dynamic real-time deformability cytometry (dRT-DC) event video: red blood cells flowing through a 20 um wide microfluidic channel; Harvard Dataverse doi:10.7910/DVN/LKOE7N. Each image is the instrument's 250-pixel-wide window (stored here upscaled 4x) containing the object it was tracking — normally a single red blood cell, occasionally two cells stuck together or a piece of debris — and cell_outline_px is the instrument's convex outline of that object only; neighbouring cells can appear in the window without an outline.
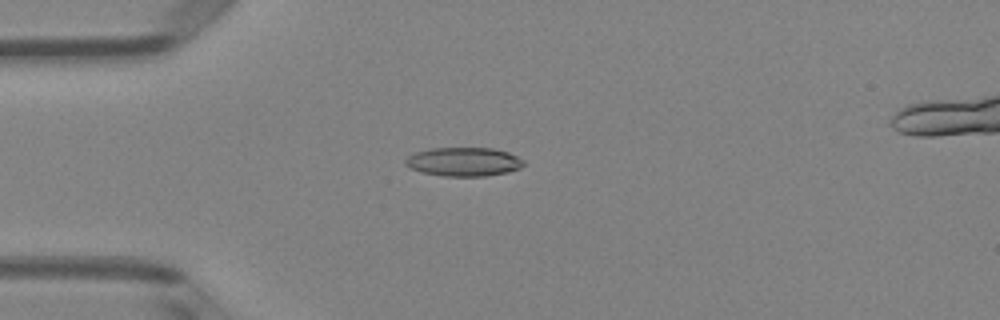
{"species": "Egyptian fruit bat (a non-hibernating species)", "species_latin": "Rousettus aegyptiacus", "temperature_condition": "room temperature", "stored_images_in_passage": 50, "camera_frame_rate_fps": 3000, "um_per_image_px": 0.085, "animal": {"sex": "female"}, "frame": {"image": 1, "passage_image": 13, "time_ms": 4.0, "image_size_px": [1000, 320], "cell_outline_px": [[524, 164], [520, 168], [508, 172], [484, 176], [444, 176], [420, 172], [404, 164], [404, 160], [408, 156], [416, 152], [428, 148], [492, 148], [508, 152], [524, 160]], "centroid_in_image_um": [39.4, 13.75], "position_along_channel_um": 45.6, "area_um2": 19.88}}
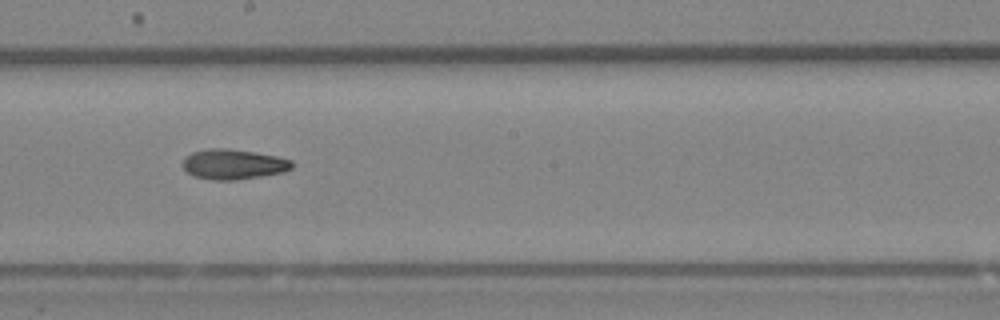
{"frame": {"image": 2, "passage_image": 28, "time_ms": 9.0, "image_size_px": [1000, 320], "cell_outline_px": [[292, 168], [284, 172], [236, 180], [212, 180], [192, 176], [184, 168], [184, 156], [192, 152], [208, 148], [228, 148], [256, 152], [276, 156], [292, 160]], "centroid_in_image_um": [19.83, 13.95], "position_along_channel_um": 228.4, "area_um2": 19.25}}
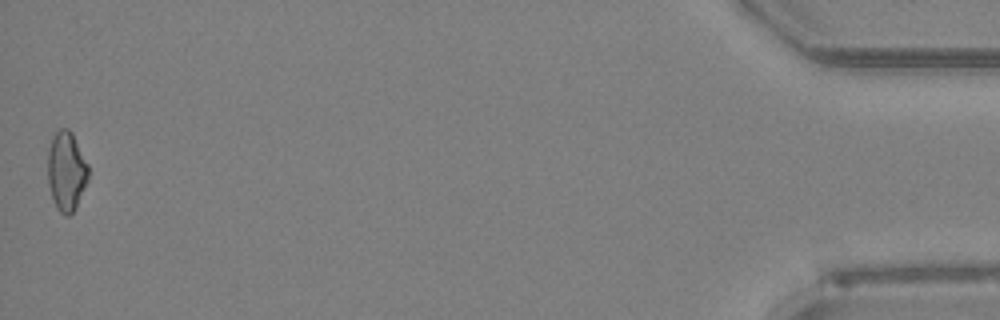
{"frame": {"image": 3, "passage_image": 50, "time_ms": 16.333, "image_size_px": [1000, 320], "cell_outline_px": [[88, 180], [76, 208], [68, 216], [64, 216], [56, 208], [48, 184], [48, 148], [52, 136], [60, 128], [68, 128], [72, 132], [88, 164]], "centroid_in_image_um": [5.64, 14.55], "position_along_channel_um": 429.6, "area_um2": 18.9}, "authors_computed_cell_mechanics": {"area_um2": 18.9006, "velocity_mm_per_s": 4.0207, "shape_relaxation_time_tau1_ms": 3.5625, "shape_relaxation_time_tau2_ms": 7.2885, "deformation_change_tau1": 0.1369, "deformation_change_tau2": 0.1611}}